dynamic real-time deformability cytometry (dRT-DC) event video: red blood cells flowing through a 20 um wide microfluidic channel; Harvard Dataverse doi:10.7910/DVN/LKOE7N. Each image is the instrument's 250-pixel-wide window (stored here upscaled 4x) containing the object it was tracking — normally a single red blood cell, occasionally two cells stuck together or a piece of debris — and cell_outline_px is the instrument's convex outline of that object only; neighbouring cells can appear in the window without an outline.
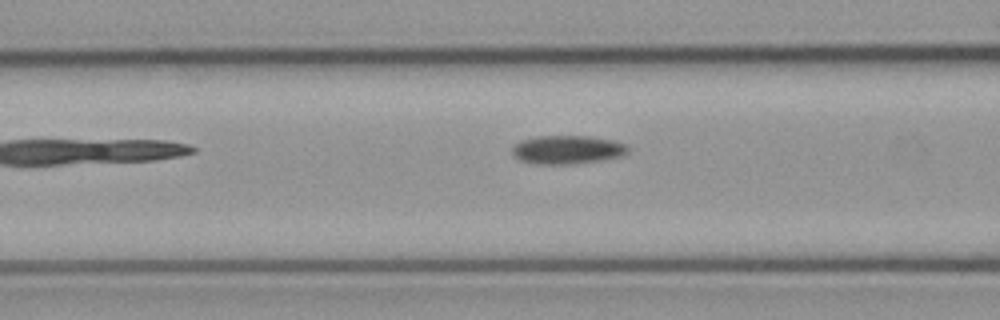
{"species": "common noctule bat (a hibernating species)", "species_latin": "Nyctalus noctula", "temperature_condition": "cold", "stored_images_in_passage": 7, "camera_frame_rate_fps": 3000, "um_per_image_px": 0.085, "animal": {"sex": "male", "body_mass_g": 23.1, "forearm_length_mm": 52.7}, "frame": {"image": 1, "passage_image": 5, "time_ms": 1.333, "image_size_px": [1000, 320], "cell_outline_px": [[628, 152], [624, 156], [600, 160], [572, 164], [536, 164], [520, 160], [512, 152], [512, 148], [520, 140], [536, 136], [592, 136], [612, 140], [628, 144]], "centroid_in_image_um": [48.26, 12.72], "position_along_channel_um": 118.3, "area_um2": 19.36}}